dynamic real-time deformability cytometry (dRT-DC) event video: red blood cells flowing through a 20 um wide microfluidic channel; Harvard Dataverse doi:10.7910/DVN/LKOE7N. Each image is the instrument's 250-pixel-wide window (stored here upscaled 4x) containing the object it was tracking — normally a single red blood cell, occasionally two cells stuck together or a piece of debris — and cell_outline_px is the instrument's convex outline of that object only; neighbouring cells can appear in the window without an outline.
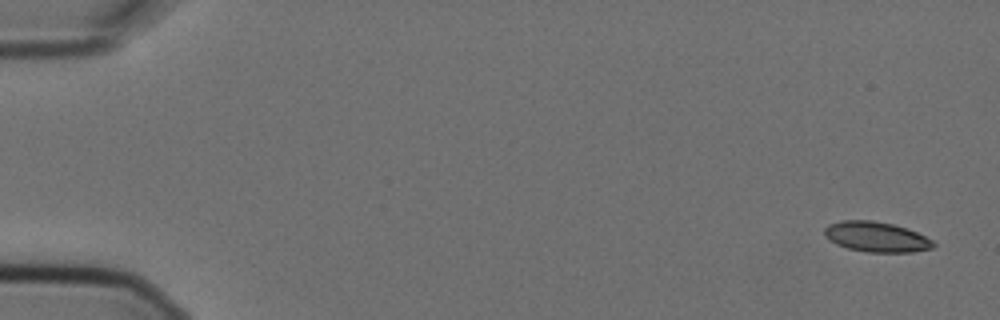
{"species": "Egyptian fruit bat (a non-hibernating species)", "species_latin": "Rousettus aegyptiacus", "temperature_condition": "cold", "stored_images_in_passage": 5, "segment_of_instrument_passage": [2, 2], "camera_frame_rate_fps": 3000, "um_per_image_px": 0.085, "animal": {"sex": "female"}, "frame": {"image": 1, "passage_image": 5, "time_ms": 1.333, "image_size_px": [1000, 320], "cell_outline_px": [[936, 244], [932, 248], [912, 252], [868, 252], [848, 248], [836, 244], [828, 240], [824, 236], [824, 228], [828, 224], [840, 220], [872, 220], [892, 224], [916, 232], [932, 240]], "centroid_in_image_um": [74.44, 20.13], "position_along_channel_um": 10.6, "area_um2": 19.13}}